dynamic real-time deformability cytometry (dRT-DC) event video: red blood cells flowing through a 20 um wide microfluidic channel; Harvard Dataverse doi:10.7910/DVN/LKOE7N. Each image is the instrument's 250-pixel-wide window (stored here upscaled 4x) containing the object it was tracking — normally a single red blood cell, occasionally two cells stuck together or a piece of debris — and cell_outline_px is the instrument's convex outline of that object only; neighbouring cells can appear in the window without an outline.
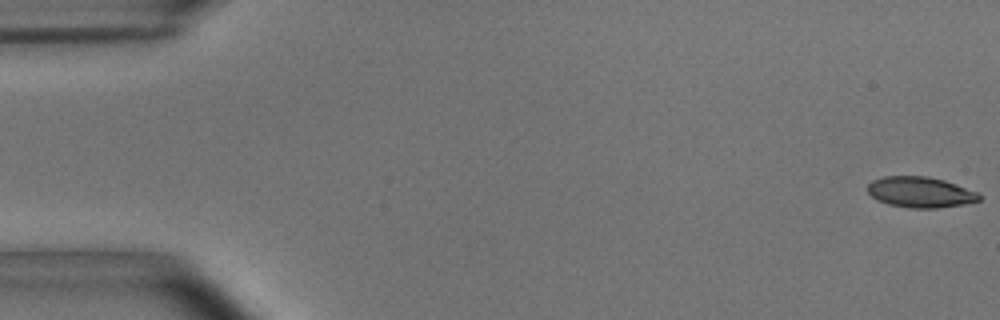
{"species": "common noctule bat (a hibernating species)", "species_latin": "Nyctalus noctula", "temperature_condition": "room temperature", "stored_images_in_passage": 54, "camera_frame_rate_fps": 3000, "um_per_image_px": 0.085, "animal": {"sex": "male", "body_mass_g": 15.6}, "frame": {"image": 1, "passage_image": 1, "time_ms": 0.0, "image_size_px": [1000, 320], "cell_outline_px": [[980, 200], [964, 204], [936, 208], [912, 208], [888, 204], [872, 196], [868, 192], [868, 184], [872, 180], [884, 176], [928, 176], [944, 180], [956, 184], [976, 192], [980, 196]], "centroid_in_image_um": [78.22, 16.32], "position_along_channel_um": 6.8, "area_um2": 19.77}}
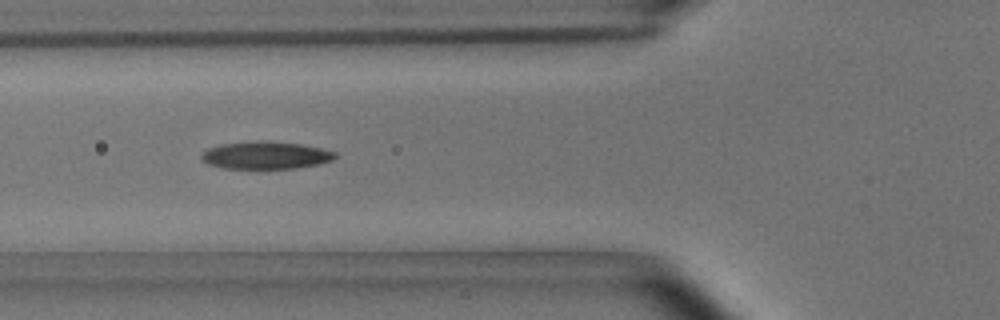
{"frame": {"image": 2, "passage_image": 20, "time_ms": 6.333, "image_size_px": [1000, 320], "cell_outline_px": [[336, 156], [332, 160], [320, 164], [296, 168], [224, 168], [208, 164], [200, 160], [200, 156], [208, 148], [220, 144], [256, 140], [264, 140], [300, 144], [320, 148], [336, 152]], "centroid_in_image_um": [22.56, 13.19], "position_along_channel_um": 103.2, "area_um2": 21.5}}
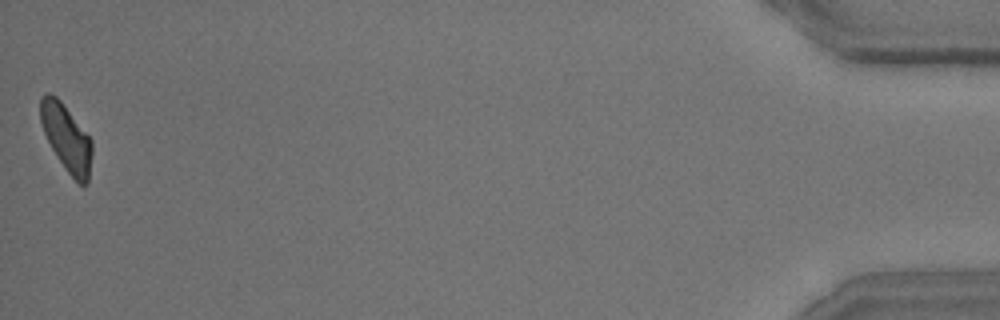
{"frame": {"image": 3, "passage_image": 54, "time_ms": 17.667, "image_size_px": [1000, 320], "cell_outline_px": [[92, 152], [88, 184], [80, 184], [64, 168], [56, 156], [44, 132], [40, 120], [40, 96], [48, 92], [56, 96], [60, 100], [92, 140]], "centroid_in_image_um": [5.64, 11.71], "position_along_channel_um": 429.6, "area_um2": 19.88}, "authors_computed_cell_mechanics": {"area_um2": 20.8658, "velocity_mm_per_s": 3.7026, "shape_relaxation_time_tau1_ms": 4.5093, "shape_relaxation_time_tau2_ms": 2.8559, "deformation_change_tau1": 0.1363, "deformation_change_tau2": 0.0923}}